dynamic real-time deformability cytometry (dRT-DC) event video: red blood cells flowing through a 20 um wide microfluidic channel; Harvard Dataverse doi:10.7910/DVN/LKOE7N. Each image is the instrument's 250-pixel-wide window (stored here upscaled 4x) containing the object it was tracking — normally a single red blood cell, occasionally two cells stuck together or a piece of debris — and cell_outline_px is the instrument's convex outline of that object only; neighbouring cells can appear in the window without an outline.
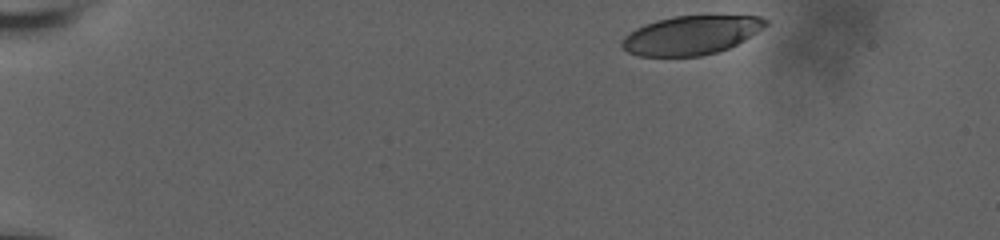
{"species": "human", "species_latin": "Homo sapiens", "temperature_condition": "room temperature", "stored_images_in_passage": 6, "camera_frame_rate_fps": 3000, "um_per_image_px": 0.085, "donor": {"sex": "male"}, "frame": {"image": 1, "passage_image": 1, "time_ms": 0.0, "image_size_px": [1000, 240], "cell_outline_px": [[768, 24], [764, 28], [744, 40], [728, 48], [716, 52], [700, 56], [640, 56], [628, 52], [620, 44], [620, 40], [624, 36], [636, 28], [644, 24], [656, 20], [672, 16], [760, 16], [768, 20]], "centroid_in_image_um": [58.72, 2.98], "position_along_channel_um": 26.3, "area_um2": 32.48}}
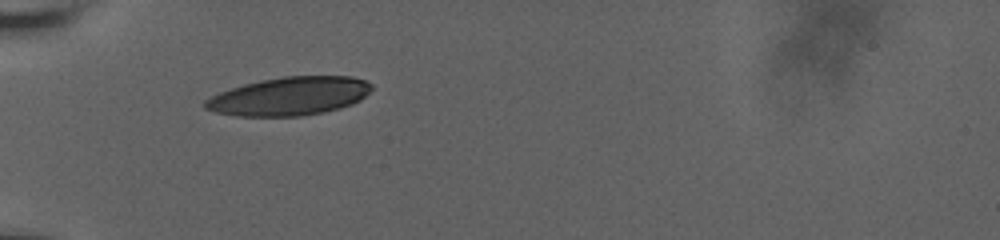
{"frame": {"image": 2, "passage_image": 5, "time_ms": 3.667, "image_size_px": [1000, 240], "cell_outline_px": [[372, 88], [360, 100], [352, 104], [340, 108], [324, 112], [300, 116], [236, 116], [216, 112], [204, 108], [204, 100], [220, 92], [244, 84], [260, 80], [284, 76], [352, 76], [364, 80], [372, 84]], "centroid_in_image_um": [24.6, 8.17], "position_along_channel_um": 60.4, "area_um2": 37.17}}